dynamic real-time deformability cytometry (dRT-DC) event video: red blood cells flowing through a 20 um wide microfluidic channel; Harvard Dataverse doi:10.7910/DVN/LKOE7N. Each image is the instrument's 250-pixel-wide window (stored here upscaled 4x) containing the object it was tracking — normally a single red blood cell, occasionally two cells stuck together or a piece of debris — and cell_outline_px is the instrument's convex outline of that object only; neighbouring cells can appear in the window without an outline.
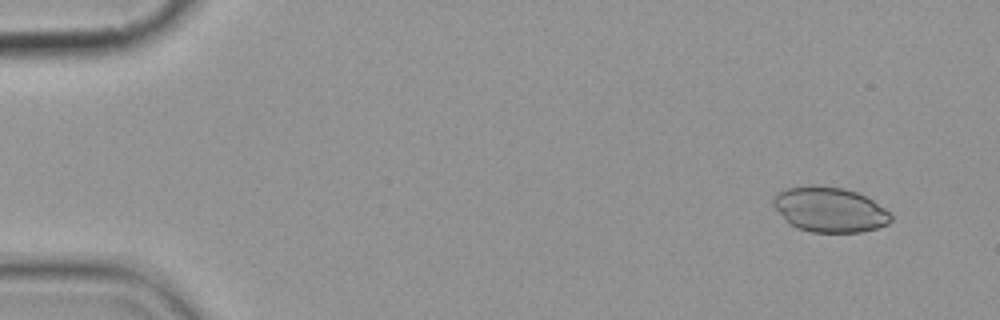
{"species": "common noctule bat (a hibernating species)", "species_latin": "Nyctalus noctula", "temperature_condition": "cold", "stored_images_in_passage": 7, "camera_frame_rate_fps": 3000, "um_per_image_px": 0.085, "animal": {"sex": "female", "body_mass_g": 19.9}, "frame": {"image": 1, "passage_image": 2, "time_ms": 1.0, "image_size_px": [1000, 320], "cell_outline_px": [[892, 220], [888, 224], [876, 228], [860, 232], [812, 232], [796, 228], [788, 224], [784, 220], [772, 204], [772, 196], [776, 192], [784, 188], [808, 184], [816, 184], [844, 188], [856, 192], [872, 200], [884, 208], [892, 216]], "centroid_in_image_um": [70.44, 17.8], "position_along_channel_um": 14.6, "area_um2": 31.33}}
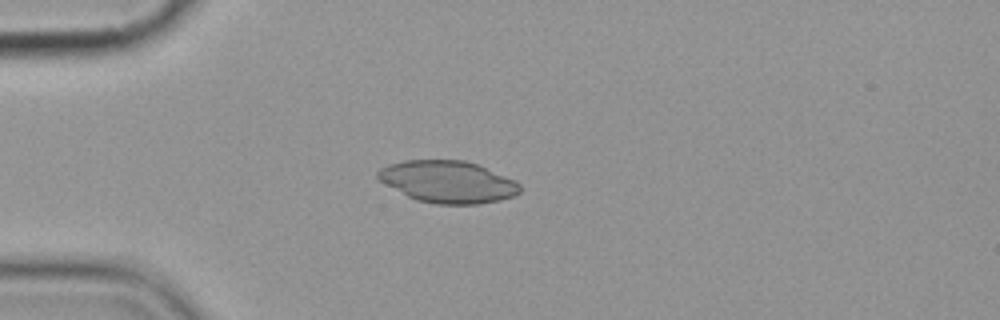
{"frame": {"image": 2, "passage_image": 5, "time_ms": 4.667, "image_size_px": [1000, 320], "cell_outline_px": [[520, 192], [516, 196], [500, 200], [476, 204], [436, 204], [416, 200], [408, 196], [380, 180], [376, 176], [376, 172], [380, 168], [388, 164], [404, 160], [464, 160], [476, 164], [512, 180], [520, 184]], "centroid_in_image_um": [38.04, 15.45], "position_along_channel_um": 47.0, "area_um2": 34.39}}